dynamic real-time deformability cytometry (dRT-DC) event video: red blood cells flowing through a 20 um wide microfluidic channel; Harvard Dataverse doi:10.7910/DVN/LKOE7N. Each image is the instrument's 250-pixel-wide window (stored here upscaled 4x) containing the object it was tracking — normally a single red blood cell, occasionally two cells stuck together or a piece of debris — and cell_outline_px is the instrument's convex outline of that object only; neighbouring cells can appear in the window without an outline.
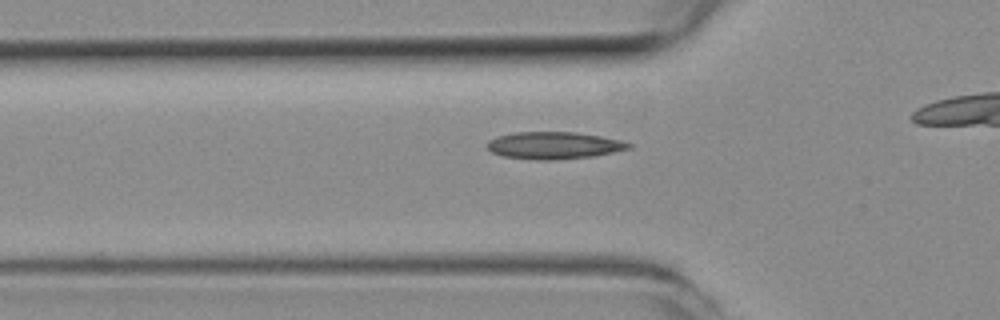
{"species": "common noctule bat (a hibernating species)", "species_latin": "Nyctalus noctula", "temperature_condition": "room temperature", "stored_images_in_passage": 21, "camera_frame_rate_fps": 3000, "um_per_image_px": 0.085, "animal": {"sex": "female", "body_mass_g": 19.3, "forearm_length_mm": 54.1}, "frame": {"image": 1, "passage_image": 9, "time_ms": 2.667, "image_size_px": [1000, 320], "cell_outline_px": [[632, 148], [592, 156], [552, 160], [536, 160], [500, 156], [492, 152], [488, 148], [488, 140], [496, 136], [512, 132], [572, 132], [600, 136], [624, 140], [632, 144]], "centroid_in_image_um": [47.07, 12.36], "position_along_channel_um": 78.7, "area_um2": 22.48}}
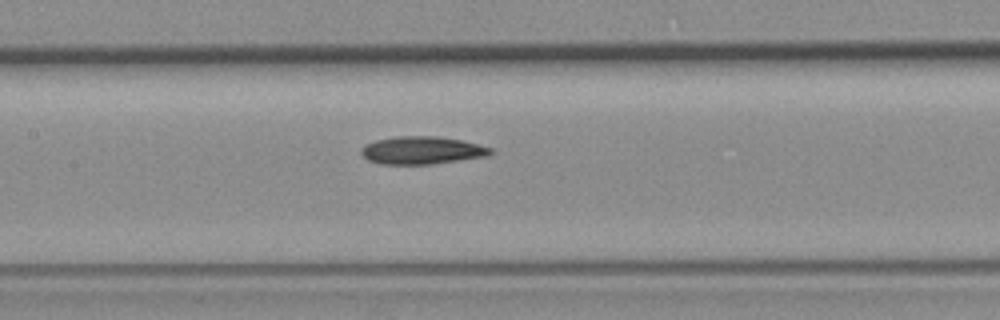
{"frame": {"image": 2, "passage_image": 16, "time_ms": 5.0, "image_size_px": [1000, 320], "cell_outline_px": [[492, 152], [484, 156], [428, 164], [380, 164], [368, 160], [360, 152], [360, 148], [364, 144], [376, 140], [396, 136], [436, 136], [464, 140], [492, 148]], "centroid_in_image_um": [35.8, 12.76], "position_along_channel_um": 171.6, "area_um2": 20.75}}
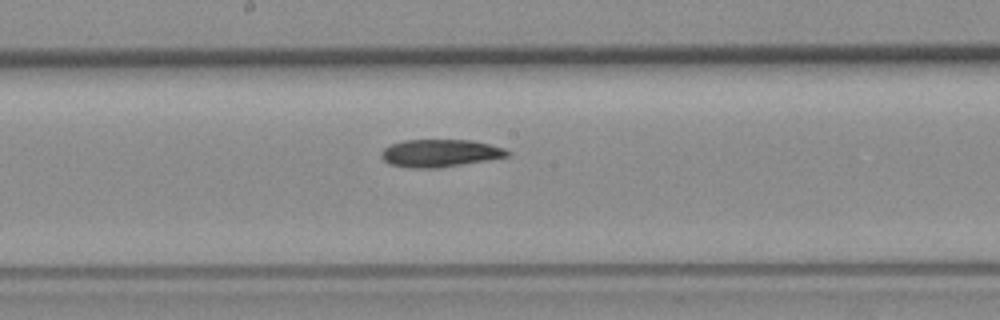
{"frame": {"image": 3, "passage_image": 19, "time_ms": 6.0, "image_size_px": [1000, 320], "cell_outline_px": [[512, 152], [508, 156], [488, 160], [440, 168], [412, 168], [388, 164], [380, 156], [380, 152], [384, 148], [392, 144], [404, 140], [472, 140], [504, 148]], "centroid_in_image_um": [37.39, 13.02], "position_along_channel_um": 210.8, "area_um2": 20.35}}